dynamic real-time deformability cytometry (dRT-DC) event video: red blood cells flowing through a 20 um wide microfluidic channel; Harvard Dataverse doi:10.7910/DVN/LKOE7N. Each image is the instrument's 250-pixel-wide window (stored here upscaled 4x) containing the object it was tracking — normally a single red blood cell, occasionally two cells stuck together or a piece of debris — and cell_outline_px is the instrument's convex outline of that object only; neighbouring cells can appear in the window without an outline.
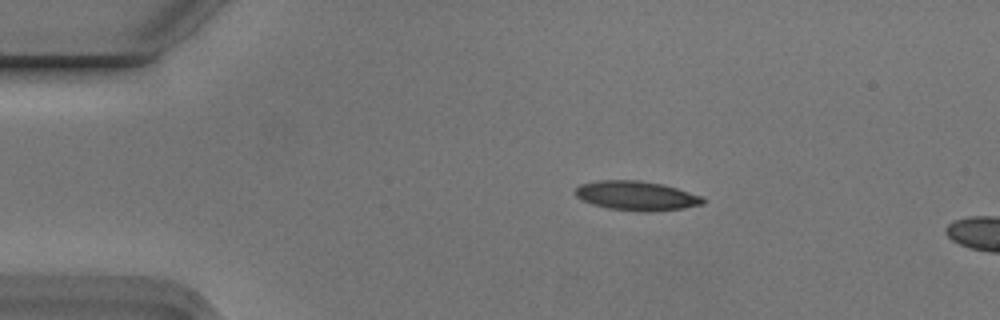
{"species": "Egyptian fruit bat (a non-hibernating species)", "species_latin": "Rousettus aegyptiacus", "temperature_condition": "cold", "stored_images_in_passage": 10, "camera_frame_rate_fps": 3000, "um_per_image_px": 0.085, "animal": {"sex": "male"}, "frame": {"image": 1, "passage_image": 1, "time_ms": 0.0, "image_size_px": [1000, 320], "cell_outline_px": [[704, 204], [684, 208], [652, 212], [640, 212], [608, 208], [592, 204], [576, 196], [576, 188], [580, 184], [600, 180], [640, 180], [664, 184], [700, 196], [704, 200]], "centroid_in_image_um": [54.1, 16.64], "position_along_channel_um": 30.9, "area_um2": 21.79}}
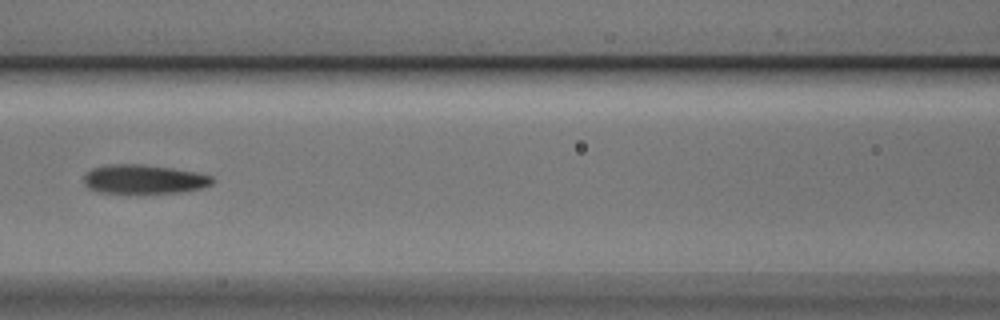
{"frame": {"image": 2, "passage_image": 5, "time_ms": 1.333, "image_size_px": [1000, 320], "cell_outline_px": [[216, 180], [212, 184], [200, 188], [184, 192], [136, 196], [100, 192], [88, 188], [84, 184], [84, 176], [92, 168], [108, 164], [144, 164], [172, 168], [196, 172], [212, 176]], "centroid_in_image_um": [12.23, 15.28], "position_along_channel_um": 154.4, "area_um2": 22.83}}
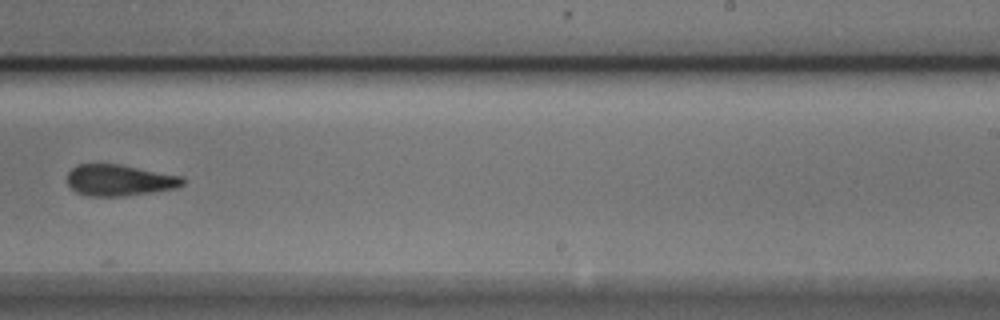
{"frame": {"image": 3, "passage_image": 8, "time_ms": 2.333, "image_size_px": [1000, 320], "cell_outline_px": [[184, 184], [176, 188], [152, 192], [124, 196], [88, 196], [76, 192], [68, 184], [68, 172], [76, 164], [120, 164], [180, 176], [184, 180]], "centroid_in_image_um": [10.12, 15.32], "position_along_channel_um": 278.9, "area_um2": 20.92}}